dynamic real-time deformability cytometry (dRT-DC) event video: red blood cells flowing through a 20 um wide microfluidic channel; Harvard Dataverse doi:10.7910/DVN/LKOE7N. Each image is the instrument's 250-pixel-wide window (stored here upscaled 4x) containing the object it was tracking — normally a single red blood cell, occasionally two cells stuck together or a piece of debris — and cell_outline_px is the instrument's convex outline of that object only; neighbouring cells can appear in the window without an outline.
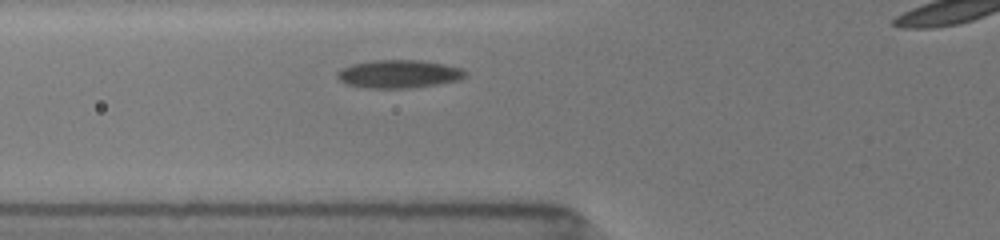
{"species": "common noctule bat (a hibernating species)", "species_latin": "Nyctalus noctula", "temperature_condition": "room temperature", "stored_images_in_passage": 20, "camera_frame_rate_fps": 3000, "um_per_image_px": 0.085, "animal": {"sex": "female", "body_mass_g": 19.5, "forearm_length_mm": 54.1}, "frame": {"image": 1, "passage_image": 2, "time_ms": 1.0, "image_size_px": [1000, 240], "cell_outline_px": [[468, 76], [460, 80], [412, 88], [368, 88], [344, 84], [336, 76], [336, 72], [340, 68], [352, 64], [376, 60], [420, 60], [444, 64], [464, 68], [468, 72]], "centroid_in_image_um": [33.92, 6.29], "position_along_channel_um": 91.9, "area_um2": 21.27}}
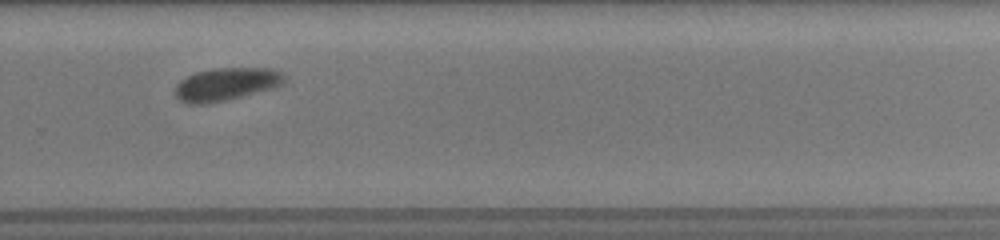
{"frame": {"image": 2, "passage_image": 13, "time_ms": 6.667, "image_size_px": [1000, 240], "cell_outline_px": [[288, 80], [284, 84], [272, 88], [224, 100], [200, 104], [188, 104], [180, 100], [176, 96], [176, 84], [180, 80], [196, 72], [212, 68], [272, 68], [280, 72]], "centroid_in_image_um": [19.24, 7.14], "position_along_channel_um": 310.6, "area_um2": 20.69}}
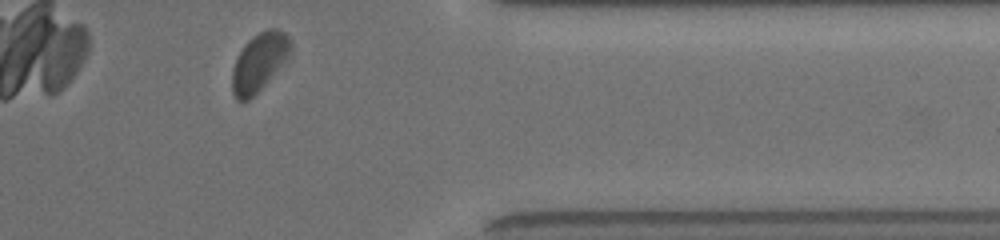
{"frame": {"image": 3, "passage_image": 18, "time_ms": 9.0, "image_size_px": [1000, 240], "cell_outline_px": [[292, 56], [248, 100], [236, 100], [232, 92], [232, 68], [244, 44], [252, 36], [268, 28], [276, 28], [284, 32], [292, 40]], "centroid_in_image_um": [22.07, 5.24], "position_along_channel_um": 389.3, "area_um2": 19.94}}